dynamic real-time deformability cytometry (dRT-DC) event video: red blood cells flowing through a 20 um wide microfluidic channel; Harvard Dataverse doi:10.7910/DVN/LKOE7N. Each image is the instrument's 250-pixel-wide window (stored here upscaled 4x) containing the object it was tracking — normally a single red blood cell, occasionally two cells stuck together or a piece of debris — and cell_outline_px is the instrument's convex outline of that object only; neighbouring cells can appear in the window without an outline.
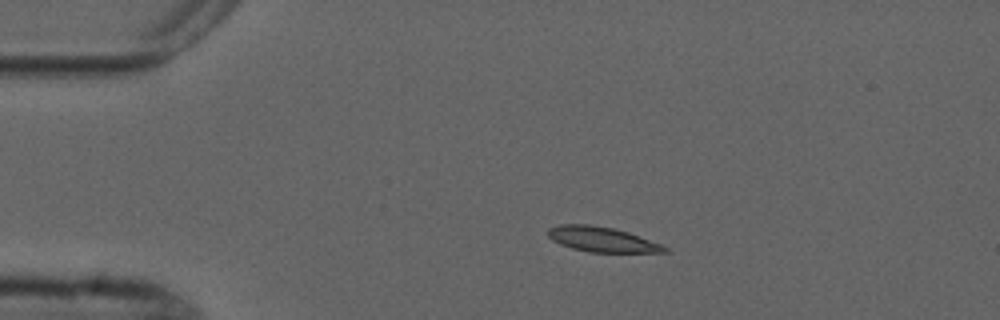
{"species": "common noctule bat (a hibernating species)", "species_latin": "Nyctalus noctula", "temperature_condition": "cold", "stored_images_in_passage": 5, "camera_frame_rate_fps": 3000, "um_per_image_px": 0.085, "animal": {"sex": "male", "forearm_length_mm": 52.5}, "frame": {"image": 1, "passage_image": 3, "time_ms": 3.333, "image_size_px": [1000, 320], "cell_outline_px": [[668, 252], [588, 252], [572, 248], [560, 244], [552, 240], [548, 236], [548, 228], [560, 224], [588, 224], [612, 228], [628, 232], [660, 244], [668, 248]], "centroid_in_image_um": [51.12, 20.34], "position_along_channel_um": 33.9, "area_um2": 16.82}}
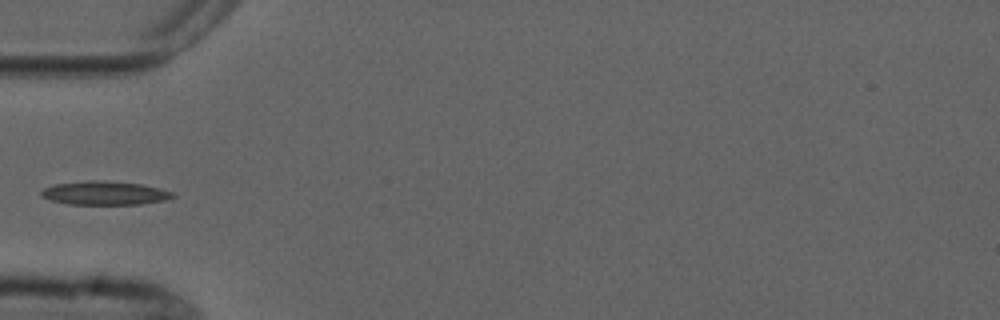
{"frame": {"image": 2, "passage_image": 5, "time_ms": 5.667, "image_size_px": [1000, 320], "cell_outline_px": [[176, 196], [168, 200], [140, 204], [68, 204], [52, 200], [40, 196], [40, 192], [44, 188], [52, 184], [88, 180], [104, 180], [140, 184], [160, 188], [172, 192]], "centroid_in_image_um": [8.9, 16.4], "position_along_channel_um": 76.1, "area_um2": 18.26}}